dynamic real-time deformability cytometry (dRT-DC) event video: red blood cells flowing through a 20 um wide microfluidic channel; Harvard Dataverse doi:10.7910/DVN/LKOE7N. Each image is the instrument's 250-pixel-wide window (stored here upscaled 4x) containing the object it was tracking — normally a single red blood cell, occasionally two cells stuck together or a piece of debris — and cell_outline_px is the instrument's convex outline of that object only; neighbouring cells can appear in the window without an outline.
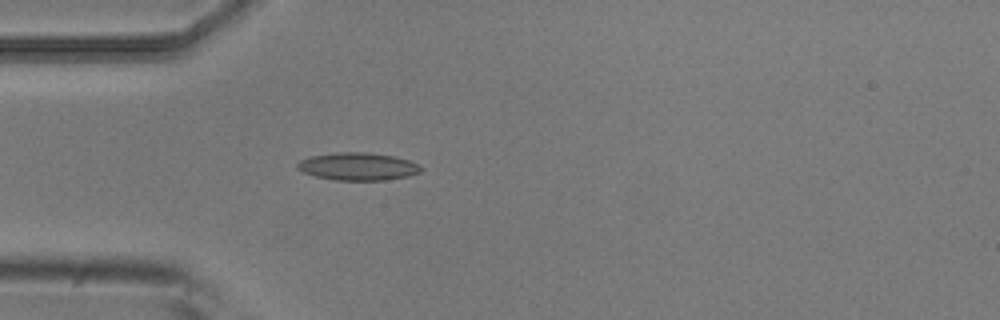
{"species": "common noctule bat (a hibernating species)", "species_latin": "Nyctalus noctula", "temperature_condition": "room temperature", "stored_images_in_passage": 4, "camera_frame_rate_fps": 3000, "um_per_image_px": 0.085, "animal": {"sex": "male", "body_mass_g": 20.5, "forearm_length_mm": 52.5}, "frame": {"image": 1, "passage_image": 4, "time_ms": 1.0, "image_size_px": [1000, 320], "cell_outline_px": [[424, 168], [420, 172], [408, 176], [384, 180], [336, 180], [316, 176], [304, 172], [296, 168], [296, 164], [300, 160], [312, 156], [340, 152], [368, 152], [392, 156], [408, 160], [420, 164]], "centroid_in_image_um": [30.45, 14.15], "position_along_channel_um": 54.6, "area_um2": 19.83}}